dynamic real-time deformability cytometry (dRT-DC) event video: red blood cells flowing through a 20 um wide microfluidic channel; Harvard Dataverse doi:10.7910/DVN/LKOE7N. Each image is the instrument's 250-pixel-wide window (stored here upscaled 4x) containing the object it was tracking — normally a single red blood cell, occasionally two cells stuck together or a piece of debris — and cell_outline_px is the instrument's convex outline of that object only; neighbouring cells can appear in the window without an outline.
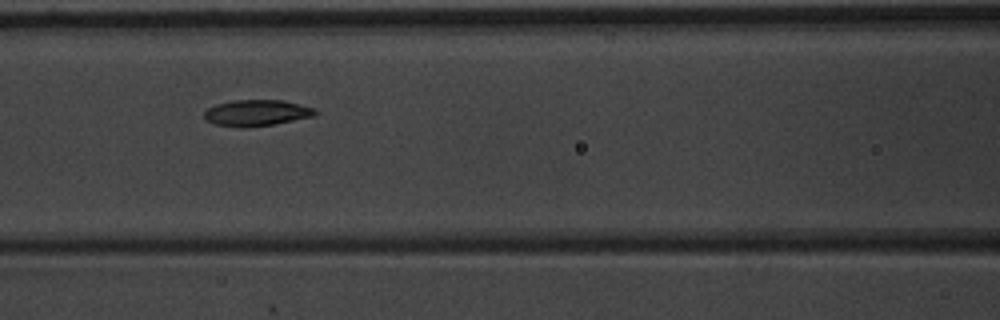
{"species": "common noctule bat (a hibernating species)", "species_latin": "Nyctalus noctula", "temperature_condition": "warm", "stored_images_in_passage": 8, "camera_frame_rate_fps": 3000, "um_per_image_px": 0.085, "animal": {"sex": "male", "body_mass_g": 20.1, "forearm_length_mm": 53.5}, "frame": {"image": 1, "passage_image": 4, "time_ms": 1.0, "image_size_px": [1000, 320], "cell_outline_px": [[320, 112], [316, 116], [276, 124], [244, 128], [216, 124], [204, 120], [204, 112], [208, 108], [216, 104], [232, 100], [284, 100], [300, 104], [312, 108]], "centroid_in_image_um": [21.84, 9.6], "position_along_channel_um": 144.8, "area_um2": 17.17}}
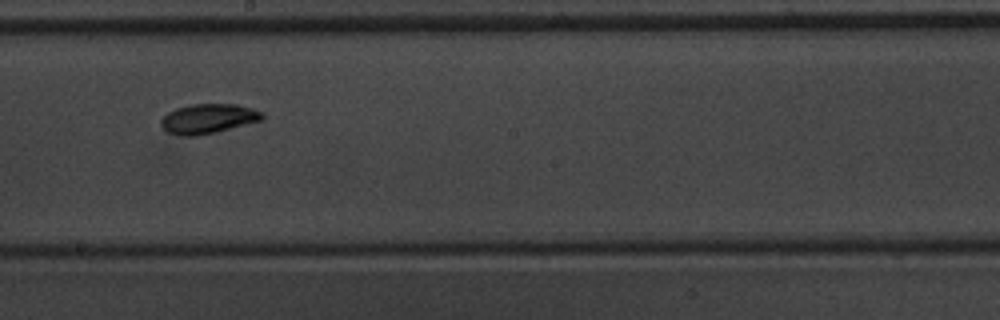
{"frame": {"image": 2, "passage_image": 6, "time_ms": 1.667, "image_size_px": [1000, 320], "cell_outline_px": [[264, 120], [216, 132], [196, 136], [184, 136], [168, 132], [160, 124], [160, 120], [168, 112], [176, 108], [192, 104], [236, 104], [252, 108], [264, 112]], "centroid_in_image_um": [17.73, 10.08], "position_along_channel_um": 230.5, "area_um2": 17.57}}
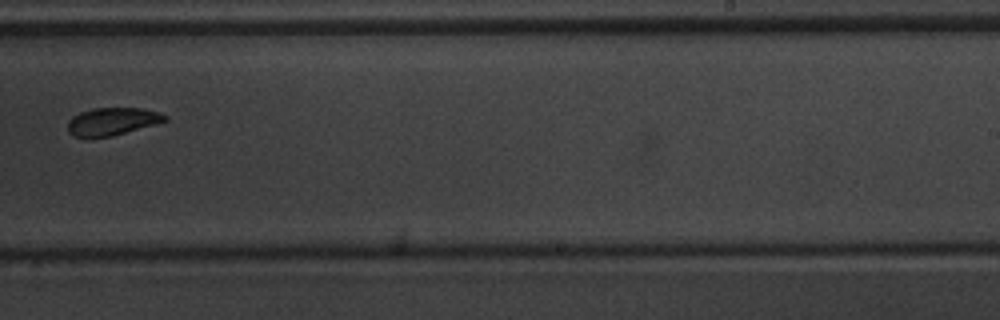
{"frame": {"image": 3, "passage_image": 7, "time_ms": 2.0, "image_size_px": [1000, 320], "cell_outline_px": [[168, 120], [112, 136], [72, 136], [68, 132], [68, 120], [72, 116], [80, 112], [92, 108], [140, 108], [156, 112], [168, 116]], "centroid_in_image_um": [9.51, 10.31], "position_along_channel_um": 279.5, "area_um2": 15.37}}